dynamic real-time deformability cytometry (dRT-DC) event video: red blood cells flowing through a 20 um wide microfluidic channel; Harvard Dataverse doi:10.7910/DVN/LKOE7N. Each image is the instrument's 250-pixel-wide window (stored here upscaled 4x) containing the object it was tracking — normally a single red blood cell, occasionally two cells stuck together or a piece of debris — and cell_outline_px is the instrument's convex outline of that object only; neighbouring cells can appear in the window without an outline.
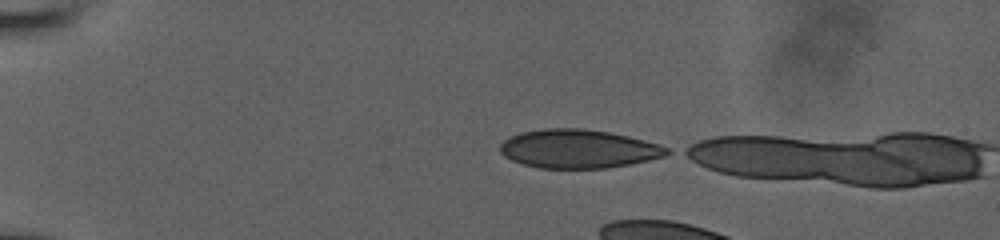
{"species": "human", "species_latin": "Homo sapiens", "temperature_condition": "room temperature", "stored_images_in_passage": 4, "camera_frame_rate_fps": 3000, "um_per_image_px": 0.085, "donor": {"sex": "male"}, "frame": {"image": 1, "passage_image": 1, "time_ms": 0.0, "image_size_px": [1000, 240], "cell_outline_px": [[672, 152], [664, 156], [648, 160], [628, 164], [604, 168], [540, 168], [524, 164], [512, 160], [504, 156], [500, 152], [500, 144], [504, 140], [520, 132], [544, 128], [580, 128], [608, 132], [628, 136], [660, 144], [668, 148]], "centroid_in_image_um": [49.15, 12.64], "position_along_channel_um": 35.8, "area_um2": 37.4}}